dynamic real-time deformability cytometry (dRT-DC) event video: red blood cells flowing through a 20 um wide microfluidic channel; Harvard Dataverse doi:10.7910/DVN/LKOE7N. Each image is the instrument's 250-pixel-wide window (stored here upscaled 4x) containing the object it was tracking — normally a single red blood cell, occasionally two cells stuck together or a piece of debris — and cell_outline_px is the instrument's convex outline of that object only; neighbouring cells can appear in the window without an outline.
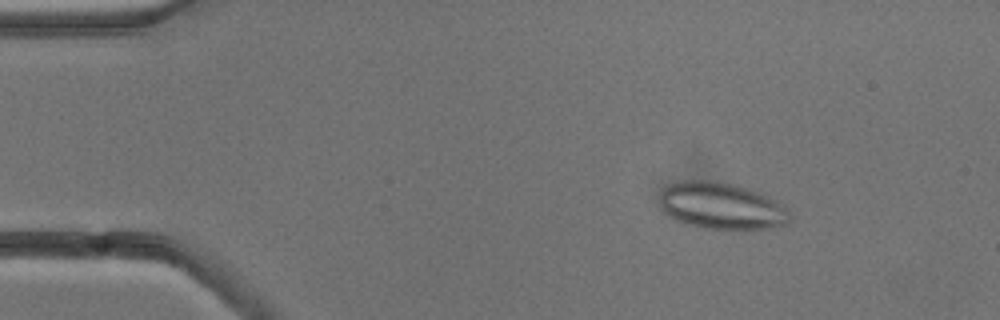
{"species": "common noctule bat (a hibernating species)", "species_latin": "Nyctalus noctula", "temperature_condition": "cold", "stored_images_in_passage": 6, "camera_frame_rate_fps": 3000, "um_per_image_px": 0.085, "animal": {"sex": "male", "body_mass_g": 13.3}, "frame": {"image": 1, "passage_image": 3, "time_ms": 2.333, "image_size_px": [1000, 320], "cell_outline_px": [[792, 220], [788, 224], [768, 228], [704, 228], [688, 224], [676, 220], [668, 216], [664, 212], [660, 204], [660, 196], [664, 188], [672, 184], [684, 180], [716, 180], [732, 184], [760, 192], [780, 200], [788, 208], [792, 216]], "centroid_in_image_um": [61.39, 17.49], "position_along_channel_um": 23.6, "area_um2": 35.66}}